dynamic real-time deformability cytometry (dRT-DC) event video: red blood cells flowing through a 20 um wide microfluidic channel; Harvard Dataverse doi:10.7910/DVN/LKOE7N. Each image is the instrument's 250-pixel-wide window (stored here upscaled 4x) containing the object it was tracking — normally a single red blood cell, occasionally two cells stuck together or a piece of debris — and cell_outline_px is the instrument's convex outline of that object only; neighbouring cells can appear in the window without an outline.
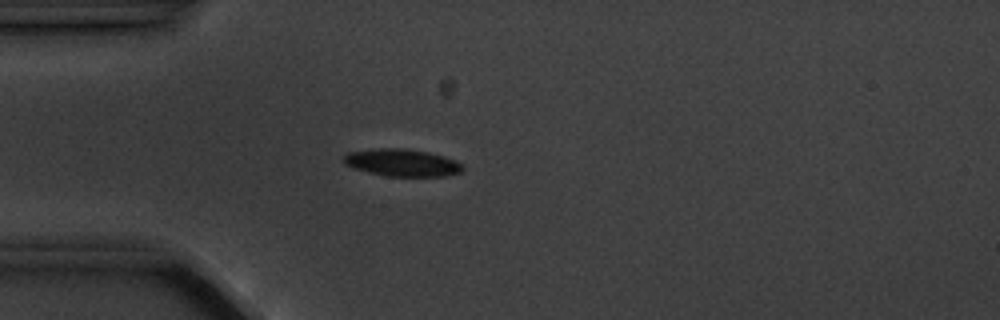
{"species": "common noctule bat (a hibernating species)", "species_latin": "Nyctalus noctula", "temperature_condition": "cold", "stored_images_in_passage": 2, "camera_frame_rate_fps": 3000, "um_per_image_px": 0.085, "animal": {"sex": "male", "body_mass_g": 20.1, "forearm_length_mm": 53.5}, "frame": {"image": 1, "passage_image": 2, "time_ms": 1.0, "image_size_px": [1000, 320], "cell_outline_px": [[464, 168], [460, 172], [444, 176], [388, 176], [368, 172], [344, 164], [340, 156], [348, 152], [380, 148], [400, 148], [428, 152], [444, 156], [456, 160]], "centroid_in_image_um": [34.14, 13.82], "position_along_channel_um": 50.9, "area_um2": 18.84}}